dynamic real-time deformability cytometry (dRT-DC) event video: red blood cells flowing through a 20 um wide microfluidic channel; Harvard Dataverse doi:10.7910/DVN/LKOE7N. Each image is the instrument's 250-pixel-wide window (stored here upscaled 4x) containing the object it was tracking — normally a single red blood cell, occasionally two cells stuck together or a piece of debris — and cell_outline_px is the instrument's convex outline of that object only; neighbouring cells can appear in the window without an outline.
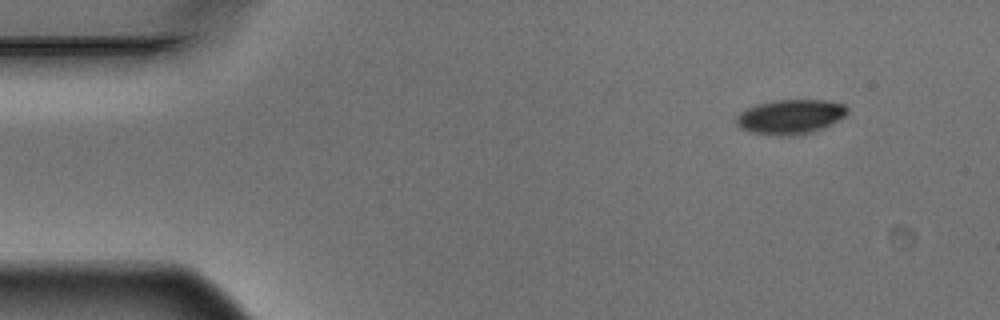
{"species": "Egyptian fruit bat (a non-hibernating species)", "species_latin": "Rousettus aegyptiacus", "temperature_condition": "warm", "stored_images_in_passage": 5, "camera_frame_rate_fps": 3000, "um_per_image_px": 0.085, "animal": {"sex": "male"}, "frame": {"image": 1, "passage_image": 5, "time_ms": 1.333, "image_size_px": [1000, 320], "cell_outline_px": [[848, 112], [844, 116], [812, 132], [792, 136], [776, 136], [752, 132], [740, 128], [736, 124], [736, 116], [744, 108], [756, 104], [776, 100], [832, 100], [844, 104], [848, 108]], "centroid_in_image_um": [67.14, 9.91], "position_along_channel_um": 17.9, "area_um2": 22.43}}